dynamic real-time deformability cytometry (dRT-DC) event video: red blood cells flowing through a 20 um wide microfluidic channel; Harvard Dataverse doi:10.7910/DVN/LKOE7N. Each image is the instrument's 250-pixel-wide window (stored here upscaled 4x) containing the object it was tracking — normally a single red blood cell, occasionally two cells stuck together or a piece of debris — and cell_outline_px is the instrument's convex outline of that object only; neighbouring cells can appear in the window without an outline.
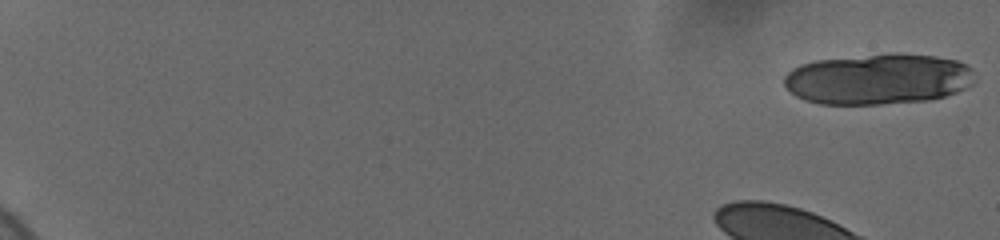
{"species": "human", "species_latin": "Homo sapiens", "temperature_condition": "cold", "stored_images_in_passage": 23, "camera_frame_rate_fps": 3000, "um_per_image_px": 0.085, "donor": {"sex": "female"}, "frame": {"image": 1, "passage_image": 1, "time_ms": 0.0, "image_size_px": [1000, 240], "cell_outline_px": [[972, 84], [956, 92], [944, 96], [928, 100], [880, 104], [820, 104], [804, 100], [796, 96], [784, 84], [784, 76], [792, 68], [800, 64], [816, 60], [896, 52], [936, 56], [956, 60], [968, 64], [972, 68]], "centroid_in_image_um": [74.63, 6.71], "position_along_channel_um": 10.4, "area_um2": 56.59}}